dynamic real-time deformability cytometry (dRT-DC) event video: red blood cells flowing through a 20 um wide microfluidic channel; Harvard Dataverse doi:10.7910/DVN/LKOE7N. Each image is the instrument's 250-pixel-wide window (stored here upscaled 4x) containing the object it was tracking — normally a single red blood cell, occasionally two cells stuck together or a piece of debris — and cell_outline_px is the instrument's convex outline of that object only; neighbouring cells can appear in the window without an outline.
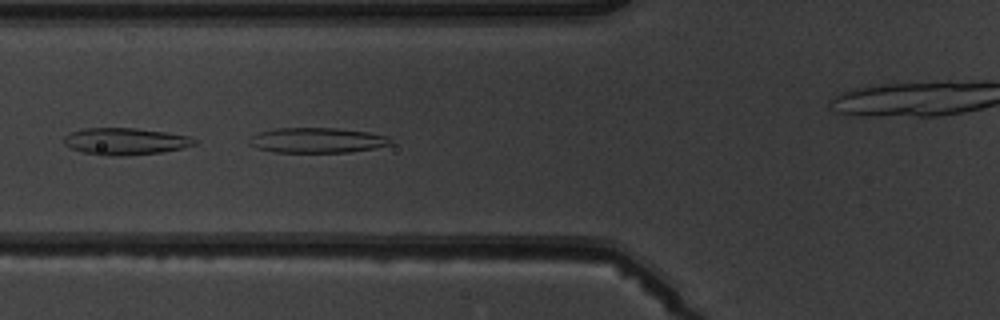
{"species": "common noctule bat (a hibernating species)", "species_latin": "Nyctalus noctula", "temperature_condition": "warm", "stored_images_in_passage": 6, "camera_frame_rate_fps": 3000, "um_per_image_px": 0.085, "animal": {"sex": "male", "body_mass_g": 19.5, "forearm_length_mm": 54.6}, "frame": {"image": 1, "passage_image": 5, "time_ms": 5.667, "image_size_px": [1000, 320], "cell_outline_px": [[392, 144], [372, 148], [348, 152], [276, 152], [256, 148], [248, 144], [248, 140], [252, 136], [260, 132], [276, 128], [336, 128], [368, 132], [388, 136], [392, 140]], "centroid_in_image_um": [26.94, 11.92], "position_along_channel_um": 98.9, "area_um2": 20.63}}